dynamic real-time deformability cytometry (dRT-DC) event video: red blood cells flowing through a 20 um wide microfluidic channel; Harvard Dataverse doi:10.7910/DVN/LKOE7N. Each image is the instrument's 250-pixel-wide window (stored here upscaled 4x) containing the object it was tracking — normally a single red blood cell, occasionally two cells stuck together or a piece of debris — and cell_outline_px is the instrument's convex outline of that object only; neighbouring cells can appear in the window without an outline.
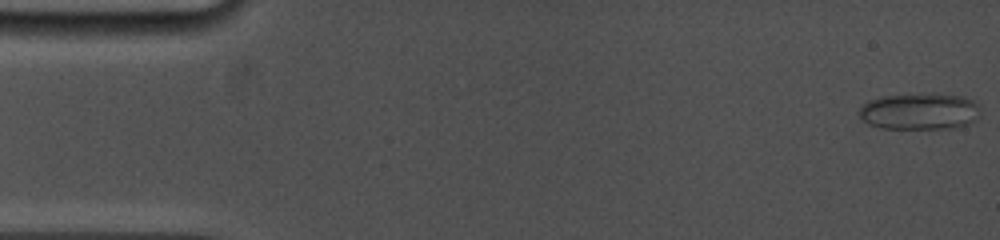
{"species": "common noctule bat (a hibernating species)", "species_latin": "Nyctalus noctula", "temperature_condition": "cold", "stored_images_in_passage": 72, "camera_frame_rate_fps": 5000, "um_per_image_px": 0.085, "animal": {"sex": "female", "body_mass_g": 19.0, "forearm_length_mm": 53.3}, "frame": {"image": 1, "passage_image": 1, "time_ms": 0.0, "image_size_px": [1000, 240], "cell_outline_px": [[976, 120], [968, 124], [956, 128], [880, 128], [868, 124], [856, 112], [860, 104], [868, 100], [884, 96], [936, 92], [964, 96], [972, 100], [976, 104]], "centroid_in_image_um": [78.1, 9.44], "position_along_channel_um": 6.9, "area_um2": 26.13}}
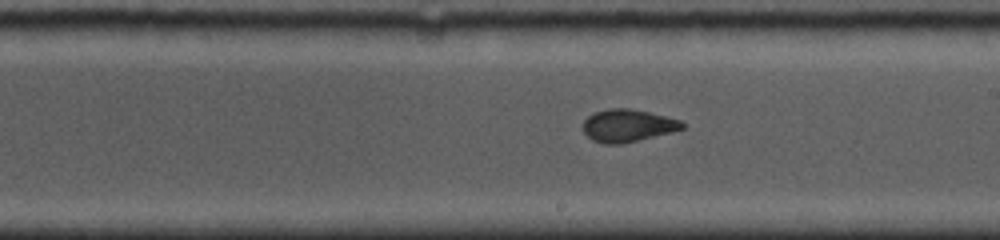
{"frame": {"image": 2, "passage_image": 40, "time_ms": 9.2, "image_size_px": [1000, 240], "cell_outline_px": [[684, 128], [672, 132], [620, 144], [604, 144], [592, 140], [584, 132], [584, 120], [592, 112], [608, 108], [632, 108], [680, 120], [684, 124]], "centroid_in_image_um": [53.33, 10.66], "position_along_channel_um": 235.7, "area_um2": 18.73}}
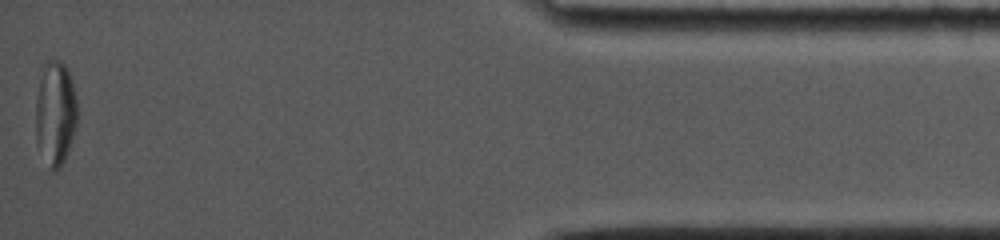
{"frame": {"image": 3, "passage_image": 71, "time_ms": 15.8, "image_size_px": [1000, 240], "cell_outline_px": [[76, 128], [64, 160], [60, 168], [52, 172], [48, 172], [36, 144], [36, 96], [44, 60], [60, 60], [64, 64], [72, 80], [76, 96]], "centroid_in_image_um": [4.68, 9.67], "position_along_channel_um": 430.5, "area_um2": 25.78}}